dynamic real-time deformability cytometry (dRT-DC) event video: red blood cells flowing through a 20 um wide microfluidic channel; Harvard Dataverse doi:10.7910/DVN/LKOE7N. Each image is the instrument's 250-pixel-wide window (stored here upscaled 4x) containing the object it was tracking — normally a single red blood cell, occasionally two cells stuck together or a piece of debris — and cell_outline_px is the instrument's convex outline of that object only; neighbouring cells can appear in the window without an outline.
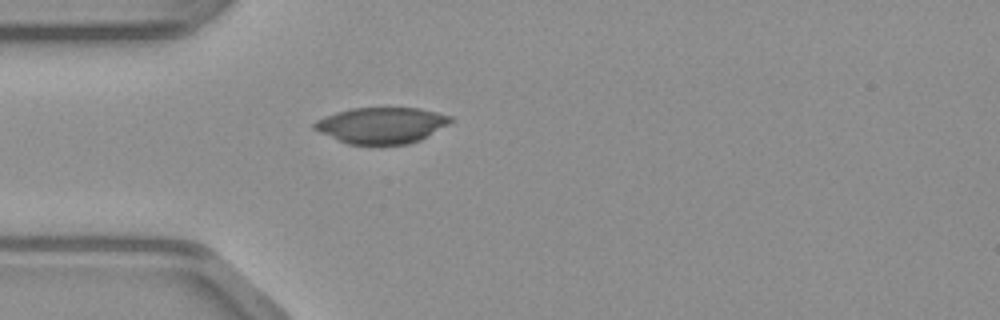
{"species": "common noctule bat (a hibernating species)", "species_latin": "Nyctalus noctula", "temperature_condition": "warm", "stored_images_in_passage": 36, "camera_frame_rate_fps": 3000, "um_per_image_px": 0.085, "animal": {"sex": "male", "body_mass_g": 23.1, "forearm_length_mm": 52.7}, "frame": {"image": 1, "passage_image": 1, "time_ms": 0.0, "image_size_px": [1000, 320], "cell_outline_px": [[456, 120], [420, 140], [404, 144], [348, 144], [320, 132], [312, 128], [312, 124], [316, 120], [324, 116], [336, 112], [352, 108], [420, 108], [452, 116]], "centroid_in_image_um": [32.44, 10.64], "position_along_channel_um": 52.6, "area_um2": 28.61}}
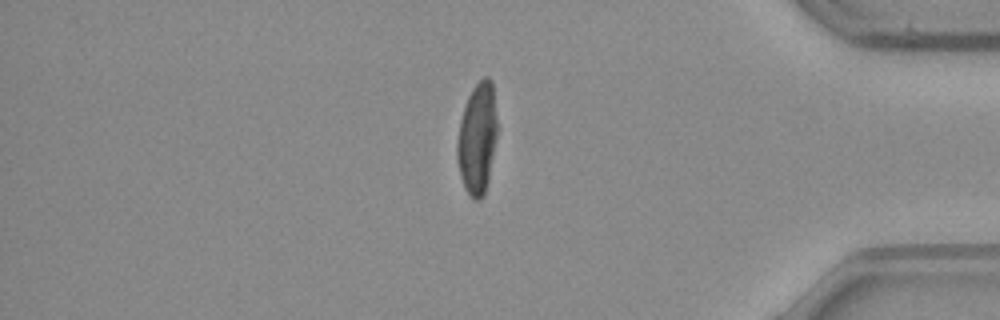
{"frame": {"image": 2, "passage_image": 28, "time_ms": 9.0, "image_size_px": [1000, 320], "cell_outline_px": [[496, 136], [488, 180], [484, 196], [480, 200], [476, 200], [464, 188], [460, 176], [456, 156], [456, 140], [460, 120], [468, 96], [472, 88], [484, 76], [488, 76], [492, 80], [496, 120]], "centroid_in_image_um": [40.54, 11.76], "position_along_channel_um": 394.7, "area_um2": 25.84}}
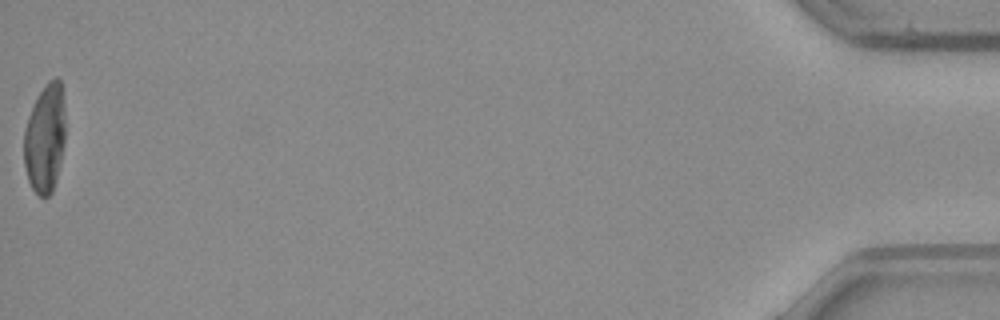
{"frame": {"image": 3, "passage_image": 36, "time_ms": 11.667, "image_size_px": [1000, 320], "cell_outline_px": [[64, 144], [56, 180], [52, 192], [48, 196], [40, 196], [32, 188], [28, 180], [24, 164], [24, 128], [28, 116], [40, 92], [48, 80], [56, 76], [60, 80], [64, 100]], "centroid_in_image_um": [3.82, 11.74], "position_along_channel_um": 431.4, "area_um2": 26.18}}